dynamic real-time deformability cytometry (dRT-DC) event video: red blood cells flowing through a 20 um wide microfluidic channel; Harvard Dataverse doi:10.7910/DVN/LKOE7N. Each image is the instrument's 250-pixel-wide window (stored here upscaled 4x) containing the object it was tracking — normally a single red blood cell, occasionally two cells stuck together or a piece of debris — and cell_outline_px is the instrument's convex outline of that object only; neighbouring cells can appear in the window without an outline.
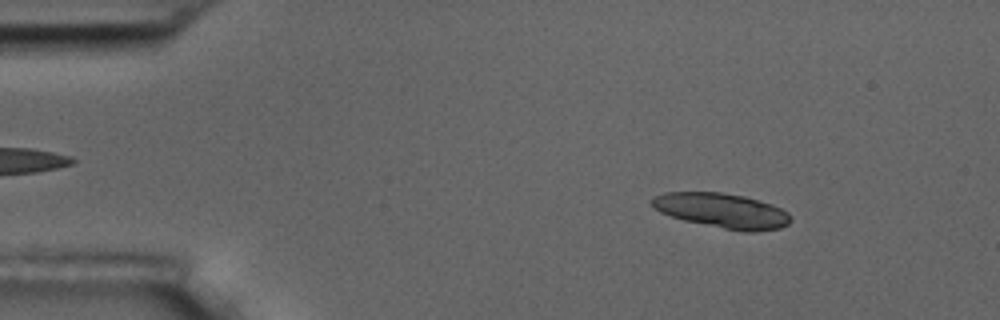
{"species": "common noctule bat (a hibernating species)", "species_latin": "Nyctalus noctula", "temperature_condition": "room temperature", "stored_images_in_passage": 10, "segment_of_instrument_passage": [1, 2], "camera_frame_rate_fps": 3000, "um_per_image_px": 0.085, "animal": {"sex": "male", "body_mass_g": 17.5, "forearm_length_mm": 52.3}, "frame": {"image": 1, "passage_image": 1, "time_ms": 0.0, "image_size_px": [1000, 320], "cell_outline_px": [[792, 220], [788, 224], [780, 228], [752, 232], [744, 232], [684, 220], [660, 212], [652, 204], [652, 196], [664, 192], [720, 192], [744, 196], [772, 204], [788, 212], [792, 216]], "centroid_in_image_um": [61.41, 17.9], "position_along_channel_um": 23.6, "area_um2": 28.03}}